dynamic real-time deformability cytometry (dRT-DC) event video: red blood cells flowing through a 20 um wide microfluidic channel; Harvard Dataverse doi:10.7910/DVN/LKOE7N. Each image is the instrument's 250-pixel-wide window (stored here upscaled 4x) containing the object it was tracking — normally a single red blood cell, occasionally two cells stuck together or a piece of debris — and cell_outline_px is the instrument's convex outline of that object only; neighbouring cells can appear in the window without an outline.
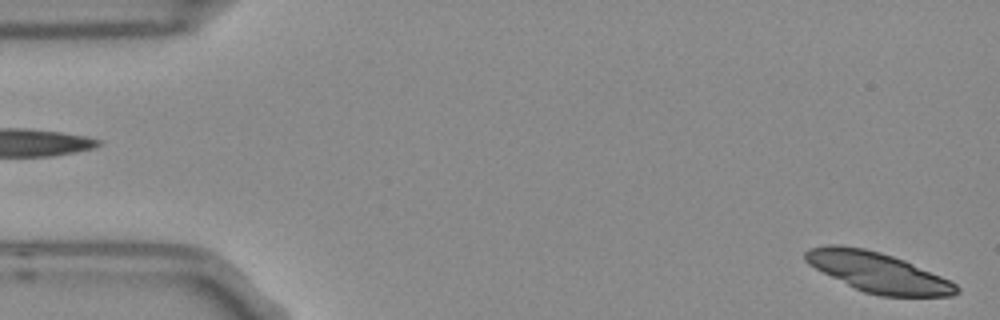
{"species": "Egyptian fruit bat (a non-hibernating species)", "species_latin": "Rousettus aegyptiacus", "temperature_condition": "room temperature", "stored_images_in_passage": 5, "segment_of_instrument_passage": [2, 2], "camera_frame_rate_fps": 3000, "um_per_image_px": 0.085, "frame": {"image": 1, "passage_image": 5, "time_ms": 1.333, "image_size_px": [1000, 320], "cell_outline_px": [[960, 292], [952, 296], [880, 296], [864, 292], [808, 264], [804, 260], [804, 252], [808, 248], [832, 244], [840, 244], [864, 248], [880, 252], [904, 260], [952, 280], [960, 288]], "centroid_in_image_um": [74.66, 23.13], "position_along_channel_um": 10.3, "area_um2": 35.03}}